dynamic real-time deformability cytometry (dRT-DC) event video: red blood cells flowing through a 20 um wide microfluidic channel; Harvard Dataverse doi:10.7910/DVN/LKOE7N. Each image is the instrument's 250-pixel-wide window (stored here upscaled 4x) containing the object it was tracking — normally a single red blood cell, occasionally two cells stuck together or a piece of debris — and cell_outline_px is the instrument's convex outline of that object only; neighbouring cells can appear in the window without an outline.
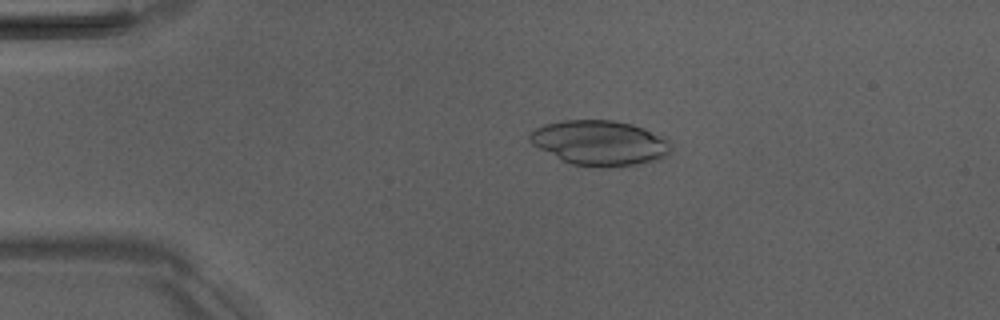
{"species": "Egyptian fruit bat (a non-hibernating species)", "species_latin": "Rousettus aegyptiacus", "temperature_condition": "room temperature", "stored_images_in_passage": 3, "camera_frame_rate_fps": 3000, "um_per_image_px": 0.085, "animal": {"sex": "male"}, "frame": {"image": 1, "passage_image": 2, "time_ms": 1.333, "image_size_px": [1000, 320], "cell_outline_px": [[672, 148], [660, 160], [636, 164], [608, 168], [600, 168], [572, 164], [532, 144], [528, 140], [528, 136], [536, 128], [544, 124], [564, 120], [612, 120], [632, 124], [644, 128], [664, 136], [668, 140]], "centroid_in_image_um": [51.02, 12.14], "position_along_channel_um": 34.0, "area_um2": 36.99}}